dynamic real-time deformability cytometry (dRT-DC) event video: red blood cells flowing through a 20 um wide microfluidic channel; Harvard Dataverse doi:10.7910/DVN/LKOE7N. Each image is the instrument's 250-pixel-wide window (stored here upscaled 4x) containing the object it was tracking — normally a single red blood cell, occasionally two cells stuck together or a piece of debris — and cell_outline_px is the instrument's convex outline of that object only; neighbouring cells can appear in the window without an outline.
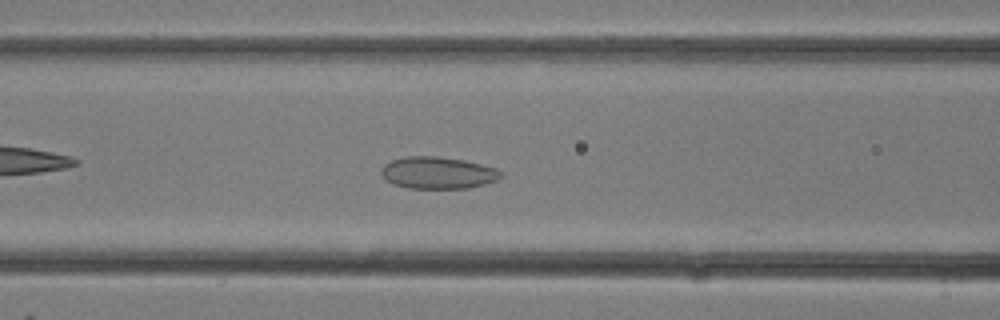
{"species": "common noctule bat (a hibernating species)", "species_latin": "Nyctalus noctula", "temperature_condition": "room temperature", "stored_images_in_passage": 27, "camera_frame_rate_fps": 3000, "um_per_image_px": 0.085, "animal": {"sex": "female"}, "frame": {"image": 1, "passage_image": 11, "time_ms": 3.333, "image_size_px": [1000, 320], "cell_outline_px": [[504, 176], [496, 180], [484, 184], [468, 188], [408, 188], [392, 184], [380, 172], [384, 164], [392, 160], [408, 156], [436, 156], [464, 160], [496, 168]], "centroid_in_image_um": [37.22, 14.69], "position_along_channel_um": 129.4, "area_um2": 22.14}}
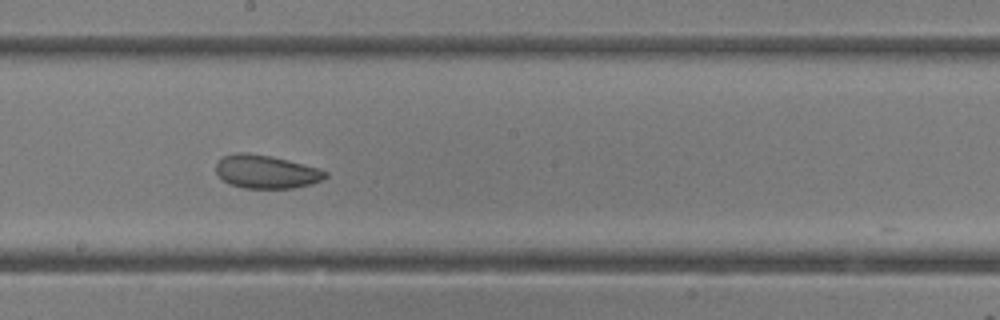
{"frame": {"image": 2, "passage_image": 15, "time_ms": 4.667, "image_size_px": [1000, 320], "cell_outline_px": [[328, 176], [312, 184], [292, 188], [244, 188], [228, 184], [216, 172], [216, 164], [224, 156], [236, 152], [248, 152], [272, 156], [320, 168], [328, 172]], "centroid_in_image_um": [22.64, 14.59], "position_along_channel_um": 225.6, "area_um2": 21.33}}
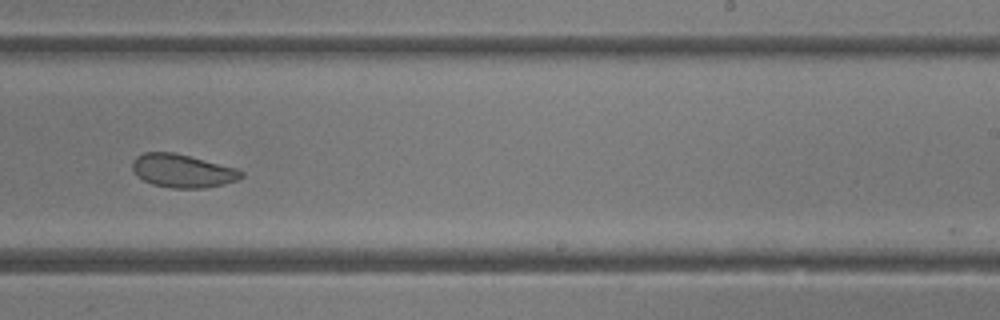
{"frame": {"image": 3, "passage_image": 17, "time_ms": 5.333, "image_size_px": [1000, 320], "cell_outline_px": [[244, 176], [236, 180], [224, 184], [204, 188], [172, 188], [152, 184], [136, 176], [132, 168], [132, 160], [136, 156], [144, 152], [172, 152], [236, 168], [244, 172]], "centroid_in_image_um": [15.48, 14.53], "position_along_channel_um": 273.5, "area_um2": 21.04}}